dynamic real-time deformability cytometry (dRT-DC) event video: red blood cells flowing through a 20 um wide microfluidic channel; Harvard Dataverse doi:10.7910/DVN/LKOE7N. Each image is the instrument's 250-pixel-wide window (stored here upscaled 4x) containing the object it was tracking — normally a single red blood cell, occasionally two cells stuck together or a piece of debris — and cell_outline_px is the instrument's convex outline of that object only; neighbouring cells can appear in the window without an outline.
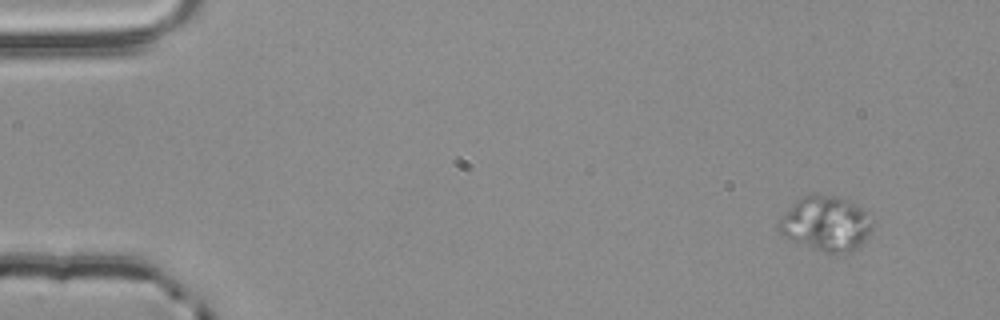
{"species": "common noctule bat (a hibernating species)", "species_latin": "Nyctalus noctula", "temperature_condition": "room temperature", "stored_images_in_passage": 3, "camera_frame_rate_fps": 3000, "um_per_image_px": 0.085, "animal": {"sex": "male", "body_mass_g": 20.4}, "frame": {"image": 1, "passage_image": 1, "time_ms": 0.0, "image_size_px": [1000, 320], "cell_outline_px": [[872, 232], [856, 248], [848, 252], [836, 256], [824, 252], [792, 240], [780, 232], [776, 228], [776, 224], [784, 212], [800, 196], [844, 196], [868, 212], [872, 224]], "centroid_in_image_um": [70.22, 19.01], "position_along_channel_um": 14.8, "area_um2": 30.06}}